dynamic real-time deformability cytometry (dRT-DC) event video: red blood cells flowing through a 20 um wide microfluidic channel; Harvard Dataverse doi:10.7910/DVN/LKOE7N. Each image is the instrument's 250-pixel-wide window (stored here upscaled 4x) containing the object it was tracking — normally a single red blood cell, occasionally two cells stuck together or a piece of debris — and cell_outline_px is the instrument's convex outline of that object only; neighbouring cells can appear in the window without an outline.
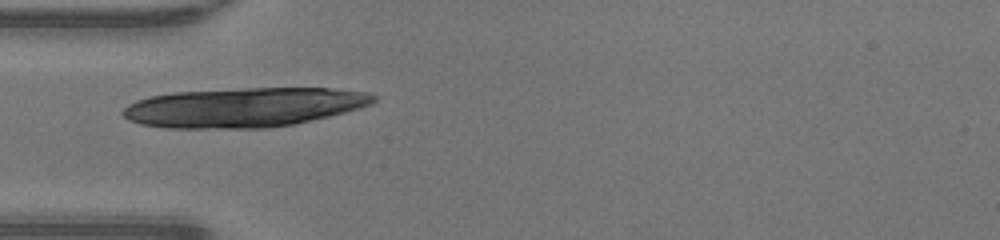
{"species": "human", "species_latin": "Homo sapiens", "temperature_condition": "warm", "stored_images_in_passage": 20, "camera_frame_rate_fps": 3000, "um_per_image_px": 0.085, "donor": {"sex": "male"}, "frame": {"image": 1, "passage_image": 1, "time_ms": 0.0, "image_size_px": [1000, 240], "cell_outline_px": [[376, 100], [372, 104], [360, 108], [328, 116], [292, 124], [268, 128], [164, 128], [140, 124], [128, 120], [120, 112], [128, 104], [136, 100], [152, 96], [172, 92], [248, 88], [328, 88], [368, 92], [376, 96]], "centroid_in_image_um": [20.69, 9.12], "position_along_channel_um": 64.3, "area_um2": 57.63}}
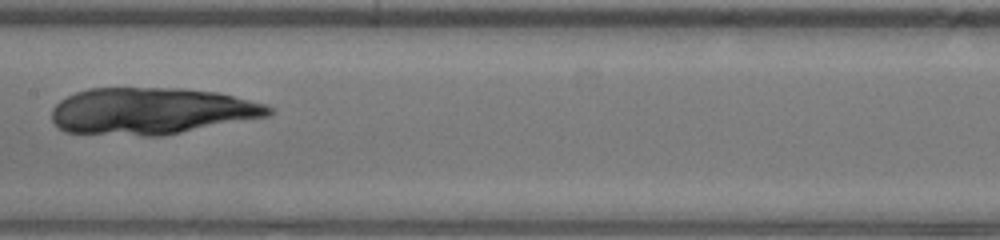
{"frame": {"image": 2, "passage_image": 10, "time_ms": 3.0, "image_size_px": [1000, 240], "cell_outline_px": [[272, 112], [268, 116], [164, 136], [144, 136], [64, 132], [52, 120], [52, 108], [60, 100], [76, 92], [88, 88], [180, 88], [216, 92], [264, 104], [272, 108]], "centroid_in_image_um": [12.84, 9.44], "position_along_channel_um": 194.6, "area_um2": 59.07}}
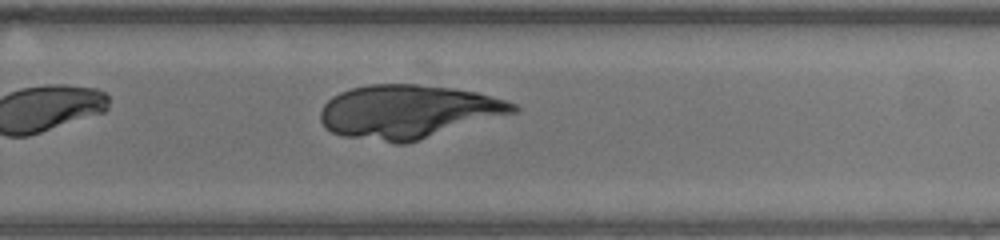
{"frame": {"image": 3, "passage_image": 17, "time_ms": 5.333, "image_size_px": [1000, 240], "cell_outline_px": [[520, 108], [516, 112], [408, 144], [396, 144], [340, 136], [332, 132], [320, 120], [320, 112], [324, 104], [332, 96], [340, 92], [352, 88], [368, 84], [416, 84], [452, 88], [476, 92], [504, 100], [516, 104]], "centroid_in_image_um": [34.67, 9.5], "position_along_channel_um": 295.1, "area_um2": 60.34}}